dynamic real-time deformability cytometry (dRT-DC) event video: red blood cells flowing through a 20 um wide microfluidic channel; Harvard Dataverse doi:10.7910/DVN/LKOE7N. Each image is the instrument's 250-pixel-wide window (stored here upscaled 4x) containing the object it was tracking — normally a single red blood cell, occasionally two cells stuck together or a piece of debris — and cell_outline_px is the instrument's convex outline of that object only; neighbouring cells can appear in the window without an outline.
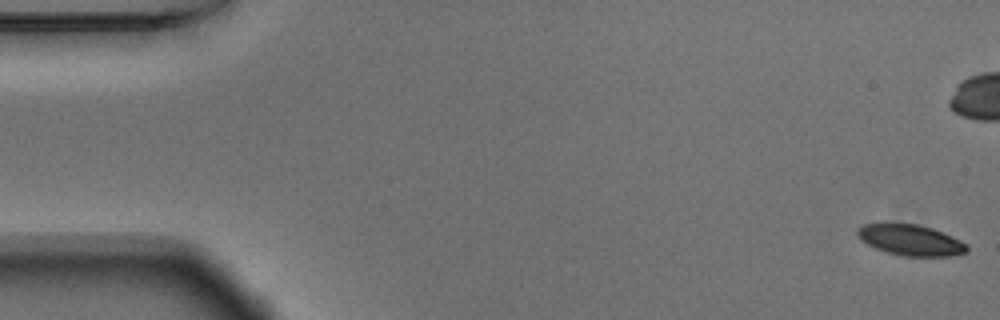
{"species": "Egyptian fruit bat (a non-hibernating species)", "species_latin": "Rousettus aegyptiacus", "temperature_condition": "warm", "stored_images_in_passage": 56, "camera_frame_rate_fps": 3000, "um_per_image_px": 0.085, "animal": {"sex": "male"}, "frame": {"image": 1, "passage_image": 1, "time_ms": 0.0, "image_size_px": [1000, 320], "cell_outline_px": [[968, 252], [952, 256], [900, 256], [876, 248], [860, 240], [856, 232], [864, 224], [884, 220], [888, 220], [916, 224], [932, 228], [960, 240], [968, 244]], "centroid_in_image_um": [77.36, 20.36], "position_along_channel_um": 7.6, "area_um2": 20.29}}
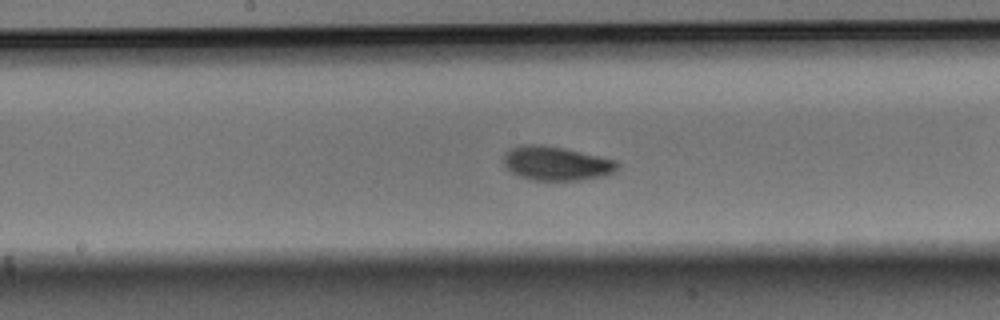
{"frame": {"image": 2, "passage_image": 28, "time_ms": 9.0, "image_size_px": [1000, 320], "cell_outline_px": [[620, 164], [612, 172], [600, 176], [580, 180], [532, 180], [520, 176], [512, 172], [504, 164], [504, 152], [508, 148], [520, 144], [540, 144], [564, 148], [600, 156], [616, 160]], "centroid_in_image_um": [47.24, 13.86], "position_along_channel_um": 201.0, "area_um2": 22.54}}
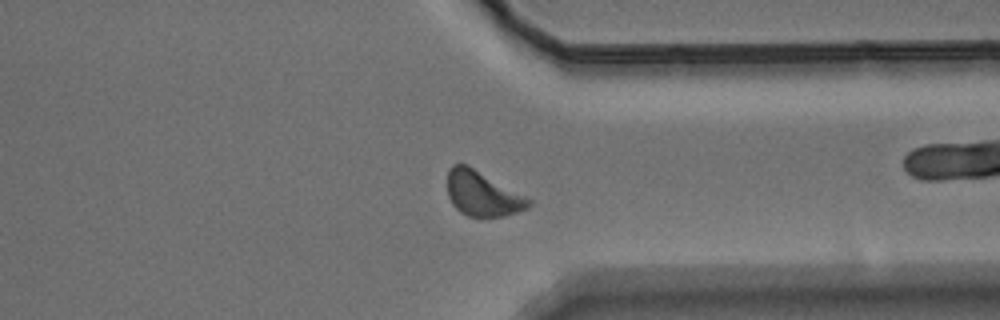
{"frame": {"image": 3, "passage_image": 42, "time_ms": 13.667, "image_size_px": [1000, 320], "cell_outline_px": [[532, 204], [528, 208], [504, 216], [468, 216], [460, 212], [452, 204], [448, 196], [448, 168], [452, 164], [468, 164], [528, 196], [532, 200]], "centroid_in_image_um": [41.03, 16.44], "position_along_channel_um": 370.4, "area_um2": 21.56}, "authors_computed_cell_mechanics": {"area_um2": 21.2704, "velocity_mm_per_s": 3.6735, "shape_relaxation_time_tau1_ms": 1.9644, "shape_relaxation_time_tau2_ms": null, "deformation_change_tau1": 0.0915, "deformation_change_tau2": null}}